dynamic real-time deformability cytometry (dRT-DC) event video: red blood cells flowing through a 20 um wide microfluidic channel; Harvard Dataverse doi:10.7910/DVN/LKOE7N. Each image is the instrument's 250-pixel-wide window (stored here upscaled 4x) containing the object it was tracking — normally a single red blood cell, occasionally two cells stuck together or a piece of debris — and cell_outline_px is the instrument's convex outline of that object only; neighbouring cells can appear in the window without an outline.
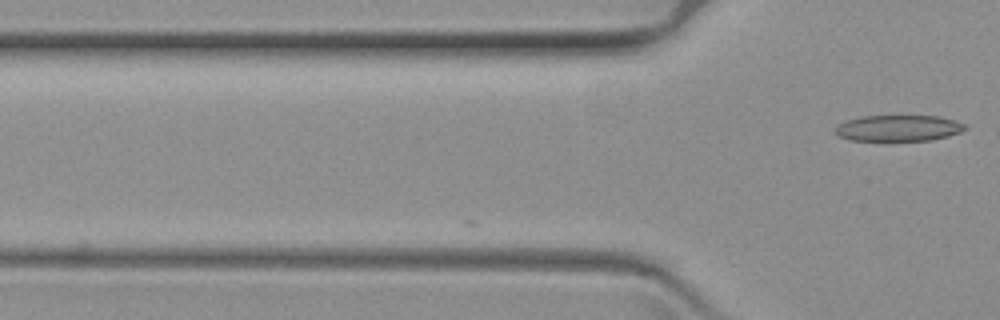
{"species": "common noctule bat (a hibernating species)", "species_latin": "Nyctalus noctula", "temperature_condition": "warm", "stored_images_in_passage": 2, "camera_frame_rate_fps": 3000, "um_per_image_px": 0.085, "animal": {"sex": "female", "body_mass_g": 19.3, "forearm_length_mm": 54.1}, "frame": {"image": 1, "passage_image": 2, "time_ms": 0.333, "image_size_px": [1000, 320], "cell_outline_px": [[968, 128], [960, 132], [948, 136], [932, 140], [848, 140], [840, 136], [836, 132], [836, 124], [860, 116], [936, 116], [956, 120], [964, 124]], "centroid_in_image_um": [76.38, 10.88], "position_along_channel_um": 49.4, "area_um2": 19.65}}